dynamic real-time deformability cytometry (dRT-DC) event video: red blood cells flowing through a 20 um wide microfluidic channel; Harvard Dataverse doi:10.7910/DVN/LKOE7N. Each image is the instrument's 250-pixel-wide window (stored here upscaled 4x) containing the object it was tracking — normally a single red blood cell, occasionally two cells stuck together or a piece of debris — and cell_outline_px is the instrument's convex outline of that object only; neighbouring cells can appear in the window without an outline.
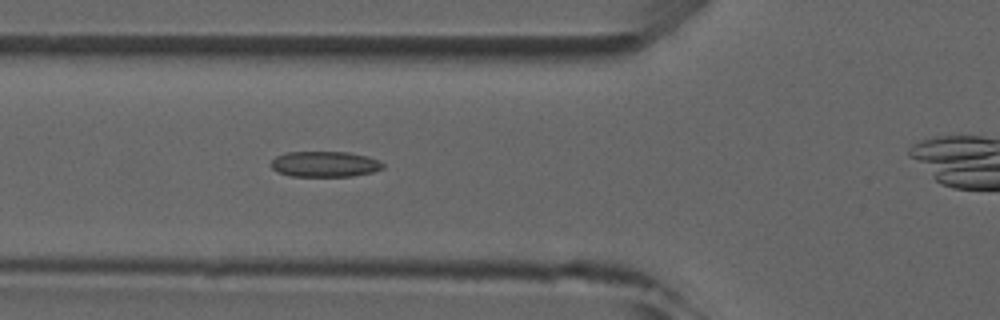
{"species": "common noctule bat (a hibernating species)", "species_latin": "Nyctalus noctula", "temperature_condition": "room temperature", "stored_images_in_passage": 6, "camera_frame_rate_fps": 3000, "um_per_image_px": 0.085, "animal": {"sex": "male", "forearm_length_mm": 52.5}, "frame": {"image": 1, "passage_image": 5, "time_ms": 4.333, "image_size_px": [1000, 320], "cell_outline_px": [[384, 168], [372, 172], [352, 176], [292, 176], [276, 172], [272, 168], [272, 160], [276, 156], [288, 152], [348, 152], [368, 156], [380, 160], [384, 164]], "centroid_in_image_um": [27.63, 13.95], "position_along_channel_um": 98.2, "area_um2": 16.76}}